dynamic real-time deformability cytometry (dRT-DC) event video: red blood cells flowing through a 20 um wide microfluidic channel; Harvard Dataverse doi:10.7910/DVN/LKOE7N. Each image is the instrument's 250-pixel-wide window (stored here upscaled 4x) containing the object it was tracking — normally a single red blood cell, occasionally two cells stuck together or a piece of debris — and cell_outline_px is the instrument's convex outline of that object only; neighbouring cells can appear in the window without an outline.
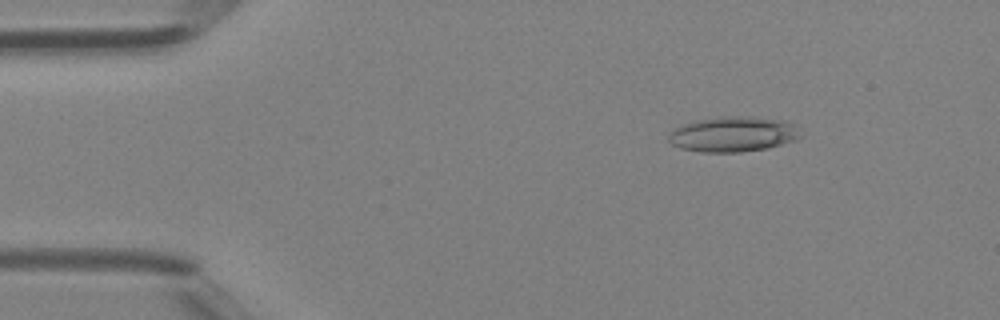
{"species": "Egyptian fruit bat (a non-hibernating species)", "species_latin": "Rousettus aegyptiacus", "temperature_condition": "room temperature", "stored_images_in_passage": 47, "camera_frame_rate_fps": 3000, "um_per_image_px": 0.085, "animal": {"sex": "female"}, "frame": {"image": 1, "passage_image": 7, "time_ms": 2.0, "image_size_px": [1000, 320], "cell_outline_px": [[804, 136], [796, 140], [768, 148], [740, 152], [700, 152], [680, 148], [672, 144], [668, 140], [668, 136], [680, 124], [696, 120], [724, 116], [748, 116], [780, 120], [792, 124]], "centroid_in_image_um": [62.31, 11.41], "position_along_channel_um": 22.7, "area_um2": 27.11}}
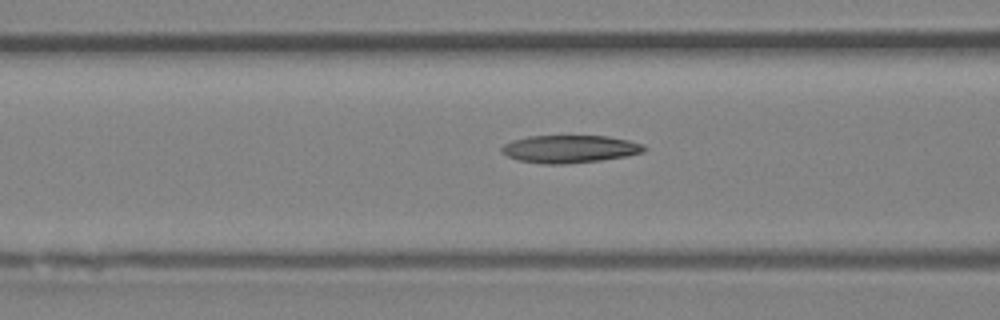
{"frame": {"image": 2, "passage_image": 19, "time_ms": 6.0, "image_size_px": [1000, 320], "cell_outline_px": [[648, 148], [644, 152], [624, 156], [600, 160], [564, 164], [540, 164], [520, 160], [508, 156], [500, 152], [500, 148], [504, 144], [512, 140], [528, 136], [608, 136], [628, 140], [644, 144]], "centroid_in_image_um": [48.42, 12.66], "position_along_channel_um": 118.2, "area_um2": 23.0}}
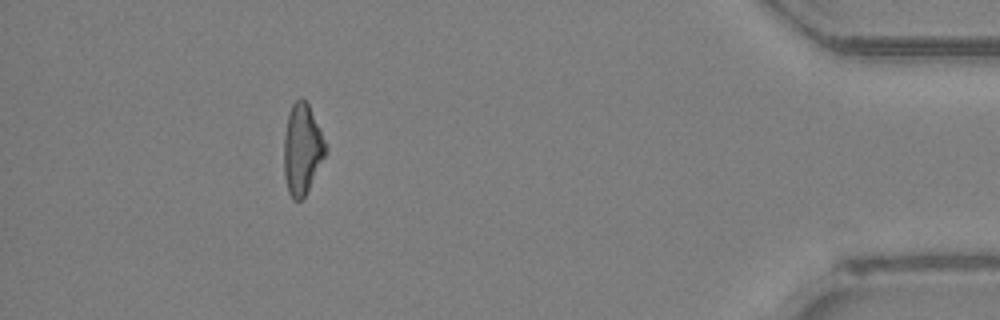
{"frame": {"image": 3, "passage_image": 43, "time_ms": 14.0, "image_size_px": [1000, 320], "cell_outline_px": [[328, 152], [304, 196], [300, 200], [292, 200], [288, 192], [284, 176], [284, 136], [288, 116], [292, 104], [300, 96], [308, 104], [320, 128], [328, 148]], "centroid_in_image_um": [25.69, 12.68], "position_along_channel_um": 409.5, "area_um2": 22.02}, "authors_computed_cell_mechanics": {"area_um2": 22.5998, "velocity_mm_per_s": 4.3635, "shape_relaxation_time_tau1_ms": 9.1193, "shape_relaxation_time_tau2_ms": 10.4936, "deformation_change_tau1": 0.2534, "deformation_change_tau2": 0.2421}}